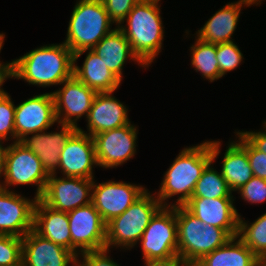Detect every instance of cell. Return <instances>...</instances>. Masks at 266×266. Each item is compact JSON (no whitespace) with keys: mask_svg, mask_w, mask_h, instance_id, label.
Here are the masks:
<instances>
[{"mask_svg":"<svg viewBox=\"0 0 266 266\" xmlns=\"http://www.w3.org/2000/svg\"><path fill=\"white\" fill-rule=\"evenodd\" d=\"M220 141H205L196 146L185 147L164 174L156 198L162 206H183L191 197L202 172L220 153ZM178 196L175 203L167 199ZM166 200V201H165Z\"/></svg>","mask_w":266,"mask_h":266,"instance_id":"1","label":"cell"},{"mask_svg":"<svg viewBox=\"0 0 266 266\" xmlns=\"http://www.w3.org/2000/svg\"><path fill=\"white\" fill-rule=\"evenodd\" d=\"M74 54L64 42L38 47L10 62V78L39 87L61 85L73 76Z\"/></svg>","mask_w":266,"mask_h":266,"instance_id":"2","label":"cell"},{"mask_svg":"<svg viewBox=\"0 0 266 266\" xmlns=\"http://www.w3.org/2000/svg\"><path fill=\"white\" fill-rule=\"evenodd\" d=\"M160 0H141L119 25L130 42L133 53L149 67L163 47L164 26L160 15Z\"/></svg>","mask_w":266,"mask_h":266,"instance_id":"3","label":"cell"},{"mask_svg":"<svg viewBox=\"0 0 266 266\" xmlns=\"http://www.w3.org/2000/svg\"><path fill=\"white\" fill-rule=\"evenodd\" d=\"M176 220L178 256L186 266H193L232 238L224 229L204 224L184 206H176Z\"/></svg>","mask_w":266,"mask_h":266,"instance_id":"4","label":"cell"},{"mask_svg":"<svg viewBox=\"0 0 266 266\" xmlns=\"http://www.w3.org/2000/svg\"><path fill=\"white\" fill-rule=\"evenodd\" d=\"M113 23L101 0H78L70 17L64 43L73 54L92 50L114 30L111 29Z\"/></svg>","mask_w":266,"mask_h":266,"instance_id":"5","label":"cell"},{"mask_svg":"<svg viewBox=\"0 0 266 266\" xmlns=\"http://www.w3.org/2000/svg\"><path fill=\"white\" fill-rule=\"evenodd\" d=\"M161 207L156 191L150 194L147 190L123 214L106 223V249L114 246L129 250L134 247Z\"/></svg>","mask_w":266,"mask_h":266,"instance_id":"6","label":"cell"},{"mask_svg":"<svg viewBox=\"0 0 266 266\" xmlns=\"http://www.w3.org/2000/svg\"><path fill=\"white\" fill-rule=\"evenodd\" d=\"M4 176V177H3ZM48 174L42 167L40 159L21 141L13 142L5 147L3 166L0 178V188L9 190L10 186L30 185L37 186L36 199H40L46 187Z\"/></svg>","mask_w":266,"mask_h":266,"instance_id":"7","label":"cell"},{"mask_svg":"<svg viewBox=\"0 0 266 266\" xmlns=\"http://www.w3.org/2000/svg\"><path fill=\"white\" fill-rule=\"evenodd\" d=\"M139 242L144 261L179 259L176 206H162Z\"/></svg>","mask_w":266,"mask_h":266,"instance_id":"8","label":"cell"},{"mask_svg":"<svg viewBox=\"0 0 266 266\" xmlns=\"http://www.w3.org/2000/svg\"><path fill=\"white\" fill-rule=\"evenodd\" d=\"M67 216L72 252L78 259L84 252L106 248V223L92 203L67 212Z\"/></svg>","mask_w":266,"mask_h":266,"instance_id":"9","label":"cell"},{"mask_svg":"<svg viewBox=\"0 0 266 266\" xmlns=\"http://www.w3.org/2000/svg\"><path fill=\"white\" fill-rule=\"evenodd\" d=\"M50 174L40 200L50 208L69 212L91 203L93 179Z\"/></svg>","mask_w":266,"mask_h":266,"instance_id":"10","label":"cell"},{"mask_svg":"<svg viewBox=\"0 0 266 266\" xmlns=\"http://www.w3.org/2000/svg\"><path fill=\"white\" fill-rule=\"evenodd\" d=\"M137 127L131 123L93 137L99 167L116 168L135 156Z\"/></svg>","mask_w":266,"mask_h":266,"instance_id":"11","label":"cell"},{"mask_svg":"<svg viewBox=\"0 0 266 266\" xmlns=\"http://www.w3.org/2000/svg\"><path fill=\"white\" fill-rule=\"evenodd\" d=\"M93 182L91 203L105 223L123 214L147 188L123 181H107L97 185Z\"/></svg>","mask_w":266,"mask_h":266,"instance_id":"12","label":"cell"},{"mask_svg":"<svg viewBox=\"0 0 266 266\" xmlns=\"http://www.w3.org/2000/svg\"><path fill=\"white\" fill-rule=\"evenodd\" d=\"M61 84V89L52 92L56 120L58 123L79 128L77 121L82 116L88 117L97 92L79 81L74 75Z\"/></svg>","mask_w":266,"mask_h":266,"instance_id":"13","label":"cell"},{"mask_svg":"<svg viewBox=\"0 0 266 266\" xmlns=\"http://www.w3.org/2000/svg\"><path fill=\"white\" fill-rule=\"evenodd\" d=\"M57 122L52 92L38 94L15 106V140L48 130Z\"/></svg>","mask_w":266,"mask_h":266,"instance_id":"14","label":"cell"},{"mask_svg":"<svg viewBox=\"0 0 266 266\" xmlns=\"http://www.w3.org/2000/svg\"><path fill=\"white\" fill-rule=\"evenodd\" d=\"M59 170L63 177L93 179L98 166L93 137L80 127L70 136L60 154Z\"/></svg>","mask_w":266,"mask_h":266,"instance_id":"15","label":"cell"},{"mask_svg":"<svg viewBox=\"0 0 266 266\" xmlns=\"http://www.w3.org/2000/svg\"><path fill=\"white\" fill-rule=\"evenodd\" d=\"M36 198L0 188V235L23 237L33 230Z\"/></svg>","mask_w":266,"mask_h":266,"instance_id":"16","label":"cell"},{"mask_svg":"<svg viewBox=\"0 0 266 266\" xmlns=\"http://www.w3.org/2000/svg\"><path fill=\"white\" fill-rule=\"evenodd\" d=\"M22 263L25 266H76L78 257L67 248L29 231L22 237Z\"/></svg>","mask_w":266,"mask_h":266,"instance_id":"17","label":"cell"},{"mask_svg":"<svg viewBox=\"0 0 266 266\" xmlns=\"http://www.w3.org/2000/svg\"><path fill=\"white\" fill-rule=\"evenodd\" d=\"M233 198H190L183 206L204 224L224 229L231 237L238 234L239 216Z\"/></svg>","mask_w":266,"mask_h":266,"instance_id":"18","label":"cell"},{"mask_svg":"<svg viewBox=\"0 0 266 266\" xmlns=\"http://www.w3.org/2000/svg\"><path fill=\"white\" fill-rule=\"evenodd\" d=\"M61 125L59 132L40 131L28 134L21 142L29 148L41 161L42 167L50 174H57L59 169L60 154L63 146L70 136L78 129L70 124L58 123ZM32 135V137H29Z\"/></svg>","mask_w":266,"mask_h":266,"instance_id":"19","label":"cell"},{"mask_svg":"<svg viewBox=\"0 0 266 266\" xmlns=\"http://www.w3.org/2000/svg\"><path fill=\"white\" fill-rule=\"evenodd\" d=\"M113 92L97 93L87 117V129L91 137L103 131L125 126L131 121L128 118V109L118 99L112 96Z\"/></svg>","mask_w":266,"mask_h":266,"instance_id":"20","label":"cell"},{"mask_svg":"<svg viewBox=\"0 0 266 266\" xmlns=\"http://www.w3.org/2000/svg\"><path fill=\"white\" fill-rule=\"evenodd\" d=\"M33 230L41 237L72 251L67 212L54 210L37 199L34 207Z\"/></svg>","mask_w":266,"mask_h":266,"instance_id":"21","label":"cell"},{"mask_svg":"<svg viewBox=\"0 0 266 266\" xmlns=\"http://www.w3.org/2000/svg\"><path fill=\"white\" fill-rule=\"evenodd\" d=\"M85 52H87L86 58L82 67H79L76 62ZM73 75L97 93L114 92L121 84V81L106 67L101 57L92 50H82L74 54Z\"/></svg>","mask_w":266,"mask_h":266,"instance_id":"22","label":"cell"},{"mask_svg":"<svg viewBox=\"0 0 266 266\" xmlns=\"http://www.w3.org/2000/svg\"><path fill=\"white\" fill-rule=\"evenodd\" d=\"M106 63V67L120 81L123 79L122 70L127 58L136 61L142 67H146L133 53L130 42L123 32L116 26L112 32L103 37L92 49Z\"/></svg>","mask_w":266,"mask_h":266,"instance_id":"23","label":"cell"},{"mask_svg":"<svg viewBox=\"0 0 266 266\" xmlns=\"http://www.w3.org/2000/svg\"><path fill=\"white\" fill-rule=\"evenodd\" d=\"M241 5L231 2L216 11L204 26L196 32V36L201 41L213 44L232 42L233 32L236 30Z\"/></svg>","mask_w":266,"mask_h":266,"instance_id":"24","label":"cell"},{"mask_svg":"<svg viewBox=\"0 0 266 266\" xmlns=\"http://www.w3.org/2000/svg\"><path fill=\"white\" fill-rule=\"evenodd\" d=\"M193 266H265V264L235 236L203 256Z\"/></svg>","mask_w":266,"mask_h":266,"instance_id":"25","label":"cell"},{"mask_svg":"<svg viewBox=\"0 0 266 266\" xmlns=\"http://www.w3.org/2000/svg\"><path fill=\"white\" fill-rule=\"evenodd\" d=\"M220 172L232 192L239 190L253 177L247 151L237 141L228 144Z\"/></svg>","mask_w":266,"mask_h":266,"instance_id":"26","label":"cell"},{"mask_svg":"<svg viewBox=\"0 0 266 266\" xmlns=\"http://www.w3.org/2000/svg\"><path fill=\"white\" fill-rule=\"evenodd\" d=\"M195 40L190 47L191 66L210 82L222 78L216 58V44L201 41L197 37Z\"/></svg>","mask_w":266,"mask_h":266,"instance_id":"27","label":"cell"},{"mask_svg":"<svg viewBox=\"0 0 266 266\" xmlns=\"http://www.w3.org/2000/svg\"><path fill=\"white\" fill-rule=\"evenodd\" d=\"M239 216L237 237L260 259L266 261V213L248 224Z\"/></svg>","mask_w":266,"mask_h":266,"instance_id":"28","label":"cell"},{"mask_svg":"<svg viewBox=\"0 0 266 266\" xmlns=\"http://www.w3.org/2000/svg\"><path fill=\"white\" fill-rule=\"evenodd\" d=\"M210 162L197 181L191 198H235L227 181L211 166Z\"/></svg>","mask_w":266,"mask_h":266,"instance_id":"29","label":"cell"},{"mask_svg":"<svg viewBox=\"0 0 266 266\" xmlns=\"http://www.w3.org/2000/svg\"><path fill=\"white\" fill-rule=\"evenodd\" d=\"M216 58L222 77L227 72L236 69L244 59L241 50L234 41L216 44Z\"/></svg>","mask_w":266,"mask_h":266,"instance_id":"30","label":"cell"},{"mask_svg":"<svg viewBox=\"0 0 266 266\" xmlns=\"http://www.w3.org/2000/svg\"><path fill=\"white\" fill-rule=\"evenodd\" d=\"M14 121V102L11 100V96L2 89L0 91V140L3 142L12 138L15 139Z\"/></svg>","mask_w":266,"mask_h":266,"instance_id":"31","label":"cell"},{"mask_svg":"<svg viewBox=\"0 0 266 266\" xmlns=\"http://www.w3.org/2000/svg\"><path fill=\"white\" fill-rule=\"evenodd\" d=\"M22 262V238L0 235V266H17Z\"/></svg>","mask_w":266,"mask_h":266,"instance_id":"32","label":"cell"},{"mask_svg":"<svg viewBox=\"0 0 266 266\" xmlns=\"http://www.w3.org/2000/svg\"><path fill=\"white\" fill-rule=\"evenodd\" d=\"M237 134V142L247 151L253 176L266 180V154L257 150L241 133Z\"/></svg>","mask_w":266,"mask_h":266,"instance_id":"33","label":"cell"},{"mask_svg":"<svg viewBox=\"0 0 266 266\" xmlns=\"http://www.w3.org/2000/svg\"><path fill=\"white\" fill-rule=\"evenodd\" d=\"M243 200L251 204L266 200V180L253 176L243 187L237 190Z\"/></svg>","mask_w":266,"mask_h":266,"instance_id":"34","label":"cell"},{"mask_svg":"<svg viewBox=\"0 0 266 266\" xmlns=\"http://www.w3.org/2000/svg\"><path fill=\"white\" fill-rule=\"evenodd\" d=\"M110 19L117 25H121L128 13L141 0H101Z\"/></svg>","mask_w":266,"mask_h":266,"instance_id":"35","label":"cell"},{"mask_svg":"<svg viewBox=\"0 0 266 266\" xmlns=\"http://www.w3.org/2000/svg\"><path fill=\"white\" fill-rule=\"evenodd\" d=\"M110 249L88 251L80 254L83 261L78 259L79 266H120L107 255Z\"/></svg>","mask_w":266,"mask_h":266,"instance_id":"36","label":"cell"},{"mask_svg":"<svg viewBox=\"0 0 266 266\" xmlns=\"http://www.w3.org/2000/svg\"><path fill=\"white\" fill-rule=\"evenodd\" d=\"M265 131H240V133L259 151L266 154V127L263 126Z\"/></svg>","mask_w":266,"mask_h":266,"instance_id":"37","label":"cell"},{"mask_svg":"<svg viewBox=\"0 0 266 266\" xmlns=\"http://www.w3.org/2000/svg\"><path fill=\"white\" fill-rule=\"evenodd\" d=\"M145 266H186L180 259L144 261Z\"/></svg>","mask_w":266,"mask_h":266,"instance_id":"38","label":"cell"},{"mask_svg":"<svg viewBox=\"0 0 266 266\" xmlns=\"http://www.w3.org/2000/svg\"><path fill=\"white\" fill-rule=\"evenodd\" d=\"M5 34L0 33V52L4 44ZM0 73H10V63H1L0 61Z\"/></svg>","mask_w":266,"mask_h":266,"instance_id":"39","label":"cell"},{"mask_svg":"<svg viewBox=\"0 0 266 266\" xmlns=\"http://www.w3.org/2000/svg\"><path fill=\"white\" fill-rule=\"evenodd\" d=\"M3 142L0 140V174L2 172V166H3V157H4V151L5 147L2 146Z\"/></svg>","mask_w":266,"mask_h":266,"instance_id":"40","label":"cell"},{"mask_svg":"<svg viewBox=\"0 0 266 266\" xmlns=\"http://www.w3.org/2000/svg\"><path fill=\"white\" fill-rule=\"evenodd\" d=\"M10 78V73H0V91L3 89L1 88L3 83Z\"/></svg>","mask_w":266,"mask_h":266,"instance_id":"41","label":"cell"},{"mask_svg":"<svg viewBox=\"0 0 266 266\" xmlns=\"http://www.w3.org/2000/svg\"><path fill=\"white\" fill-rule=\"evenodd\" d=\"M17 266H25L22 262L19 264V265H17Z\"/></svg>","mask_w":266,"mask_h":266,"instance_id":"42","label":"cell"}]
</instances>
